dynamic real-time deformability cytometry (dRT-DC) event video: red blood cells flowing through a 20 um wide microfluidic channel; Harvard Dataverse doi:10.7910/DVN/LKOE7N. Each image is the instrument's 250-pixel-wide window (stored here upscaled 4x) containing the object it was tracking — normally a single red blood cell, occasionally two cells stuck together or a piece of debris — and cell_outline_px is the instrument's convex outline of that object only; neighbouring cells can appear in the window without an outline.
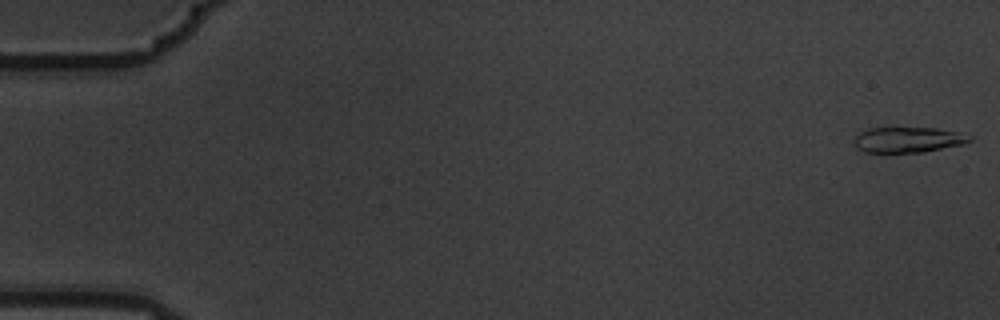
{"species": "common noctule bat (a hibernating species)", "species_latin": "Nyctalus noctula", "temperature_condition": "warm", "stored_images_in_passage": 10, "camera_frame_rate_fps": 3000, "um_per_image_px": 0.085, "animal": {"sex": "male", "body_mass_g": 19.5, "forearm_length_mm": 54.6}, "frame": {"image": 1, "passage_image": 1, "time_ms": 0.0, "image_size_px": [1000, 320], "cell_outline_px": [[972, 140], [964, 144], [924, 152], [864, 152], [856, 148], [852, 140], [860, 132], [868, 128], [892, 124], [936, 128], [956, 132], [972, 136]], "centroid_in_image_um": [77.12, 11.82], "position_along_channel_um": 7.9, "area_um2": 18.15}}
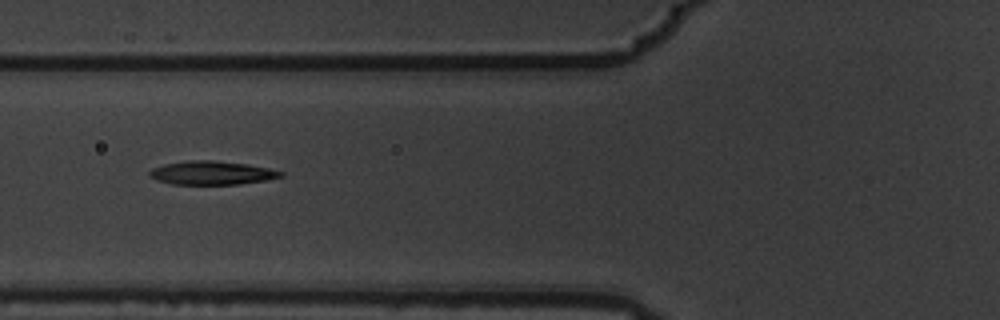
{"frame": {"image": 2, "passage_image": 7, "time_ms": 2.0, "image_size_px": [1000, 320], "cell_outline_px": [[284, 176], [264, 180], [240, 184], [172, 184], [156, 180], [148, 176], [148, 172], [152, 168], [164, 164], [188, 160], [212, 160], [248, 164], [268, 168], [284, 172]], "centroid_in_image_um": [17.97, 14.69], "position_along_channel_um": 107.8, "area_um2": 18.09}}
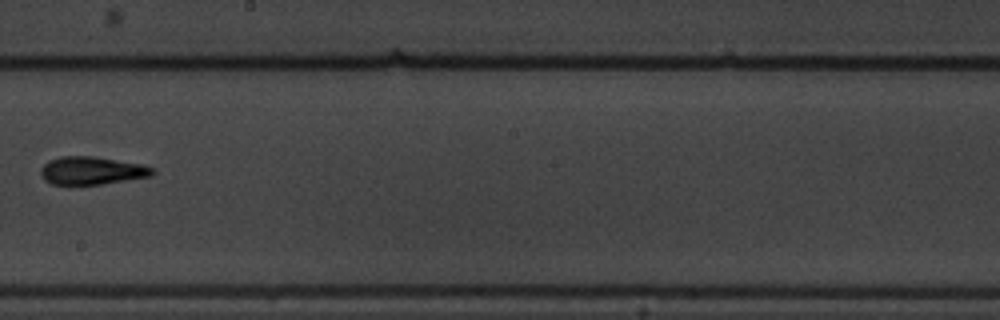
{"frame": {"image": 3, "passage_image": 10, "time_ms": 3.0, "image_size_px": [1000, 320], "cell_outline_px": [[156, 172], [152, 176], [100, 184], [52, 184], [44, 180], [40, 172], [40, 168], [48, 160], [60, 156], [92, 156], [140, 164], [152, 168]], "centroid_in_image_um": [7.77, 14.5], "position_along_channel_um": 240.4, "area_um2": 18.03}}